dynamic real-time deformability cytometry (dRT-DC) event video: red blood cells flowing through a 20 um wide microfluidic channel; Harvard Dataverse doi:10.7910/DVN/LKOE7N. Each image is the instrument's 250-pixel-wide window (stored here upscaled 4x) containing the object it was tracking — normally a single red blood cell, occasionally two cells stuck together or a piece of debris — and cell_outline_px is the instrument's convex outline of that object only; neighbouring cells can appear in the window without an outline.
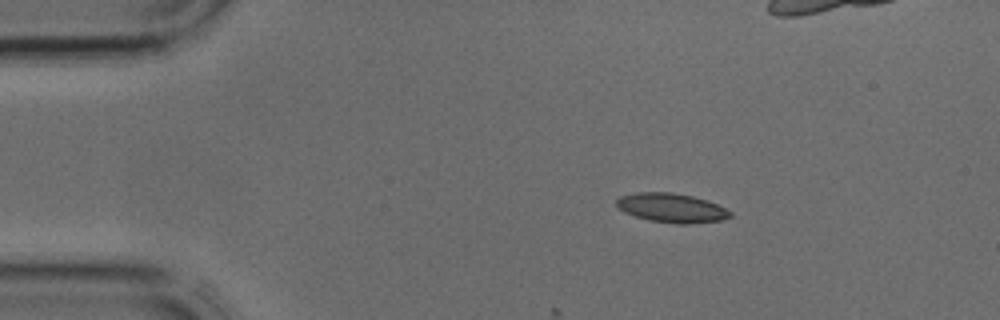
{"species": "common noctule bat (a hibernating species)", "species_latin": "Nyctalus noctula", "temperature_condition": "cold", "stored_images_in_passage": 5, "camera_frame_rate_fps": 3000, "um_per_image_px": 0.085, "animal": {"sex": "male", "body_mass_g": 17.9, "forearm_length_mm": 54.2}, "frame": {"image": 1, "passage_image": 1, "time_ms": 0.0, "image_size_px": [1000, 320], "cell_outline_px": [[732, 216], [724, 220], [688, 224], [676, 224], [648, 220], [624, 212], [616, 204], [616, 200], [620, 196], [636, 192], [672, 192], [692, 196], [708, 200], [732, 212]], "centroid_in_image_um": [57.1, 17.67], "position_along_channel_um": 27.9, "area_um2": 19.42}}